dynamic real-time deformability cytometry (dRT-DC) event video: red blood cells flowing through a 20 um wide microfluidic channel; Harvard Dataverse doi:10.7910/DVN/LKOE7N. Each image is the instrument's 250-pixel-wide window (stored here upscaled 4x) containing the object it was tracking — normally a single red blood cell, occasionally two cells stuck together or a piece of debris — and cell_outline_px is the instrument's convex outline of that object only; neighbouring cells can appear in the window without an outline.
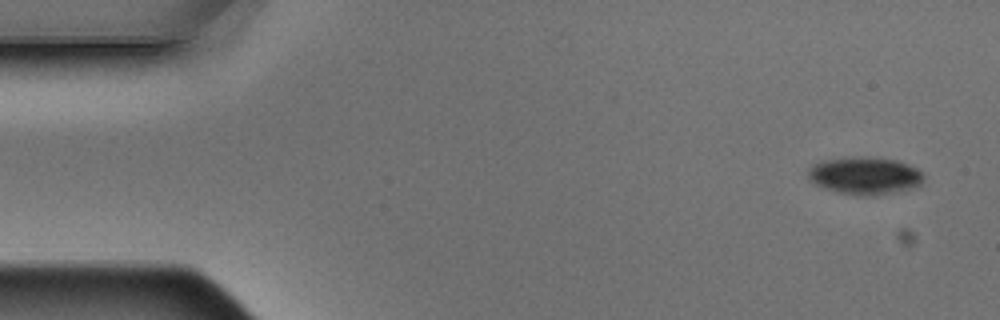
{"species": "Egyptian fruit bat (a non-hibernating species)", "species_latin": "Rousettus aegyptiacus", "temperature_condition": "warm", "stored_images_in_passage": 4, "camera_frame_rate_fps": 3000, "um_per_image_px": 0.085, "animal": {"sex": "male"}, "frame": {"image": 1, "passage_image": 1, "time_ms": 0.0, "image_size_px": [1000, 320], "cell_outline_px": [[924, 180], [920, 184], [912, 188], [896, 192], [876, 196], [860, 196], [840, 192], [816, 184], [808, 180], [808, 168], [812, 164], [820, 160], [852, 156], [864, 156], [896, 160], [908, 164], [924, 172]], "centroid_in_image_um": [73.51, 14.92], "position_along_channel_um": 11.5, "area_um2": 25.61}}
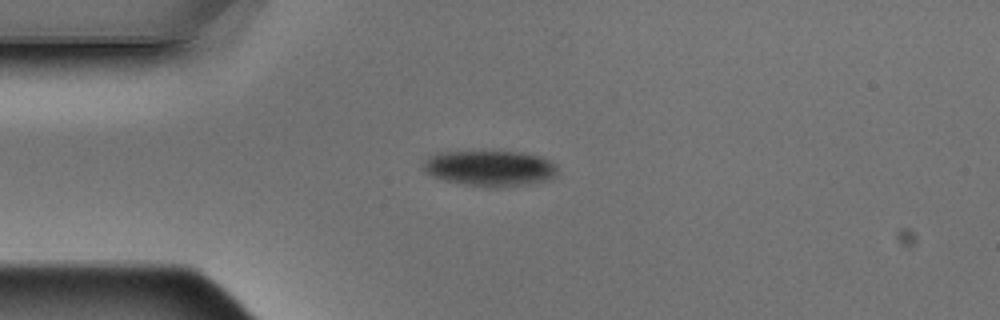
{"frame": {"image": 2, "passage_image": 4, "time_ms": 1.0, "image_size_px": [1000, 320], "cell_outline_px": [[556, 176], [548, 180], [528, 184], [496, 188], [492, 188], [464, 184], [444, 180], [432, 176], [424, 168], [424, 160], [428, 156], [440, 152], [520, 152], [540, 156], [556, 164]], "centroid_in_image_um": [41.66, 14.31], "position_along_channel_um": 43.3, "area_um2": 27.8}}